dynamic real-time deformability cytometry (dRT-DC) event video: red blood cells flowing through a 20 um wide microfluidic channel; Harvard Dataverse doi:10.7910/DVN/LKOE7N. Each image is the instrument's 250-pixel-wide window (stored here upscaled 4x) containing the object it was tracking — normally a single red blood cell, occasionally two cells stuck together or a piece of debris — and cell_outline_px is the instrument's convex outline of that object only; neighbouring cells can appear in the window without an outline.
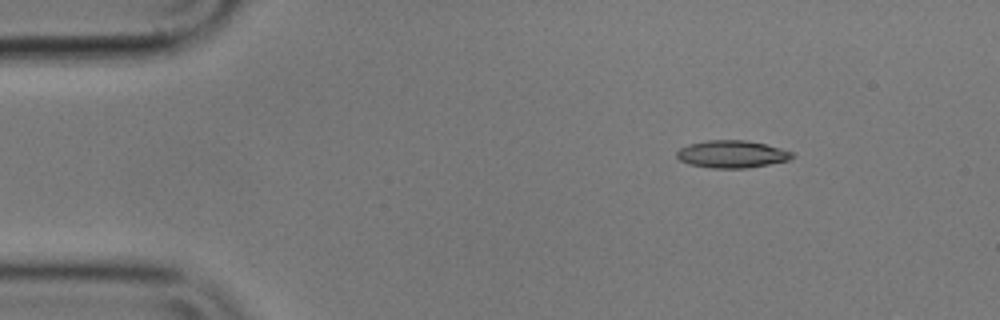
{"species": "common noctule bat (a hibernating species)", "species_latin": "Nyctalus noctula", "temperature_condition": "cold", "stored_images_in_passage": 49, "camera_frame_rate_fps": 3000, "um_per_image_px": 0.085, "animal": {"sex": "male", "body_mass_g": 17.9}, "frame": {"image": 1, "passage_image": 1, "time_ms": 0.0, "image_size_px": [1000, 320], "cell_outline_px": [[796, 156], [788, 160], [748, 168], [708, 168], [688, 164], [680, 160], [676, 156], [676, 152], [680, 148], [688, 144], [708, 140], [748, 140], [796, 152]], "centroid_in_image_um": [62.22, 13.1], "position_along_channel_um": 22.8, "area_um2": 18.61}}
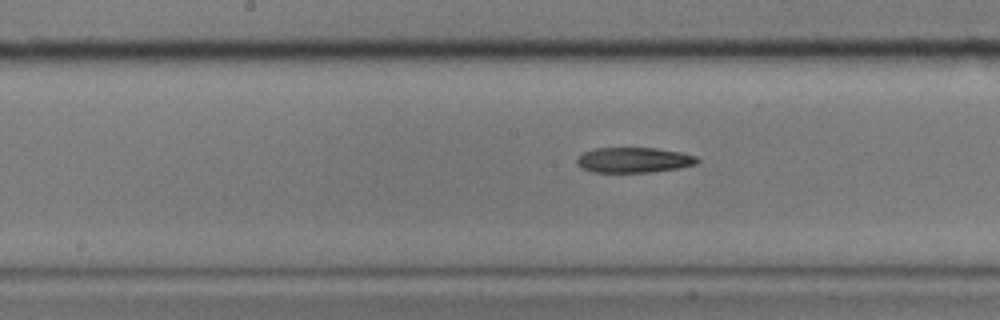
{"frame": {"image": 2, "passage_image": 21, "time_ms": 6.667, "image_size_px": [1000, 320], "cell_outline_px": [[700, 160], [696, 164], [676, 168], [652, 172], [592, 172], [576, 164], [576, 160], [584, 152], [596, 148], [656, 148], [680, 152], [696, 156]], "centroid_in_image_um": [53.88, 13.6], "position_along_channel_um": 194.3, "area_um2": 17.57}}
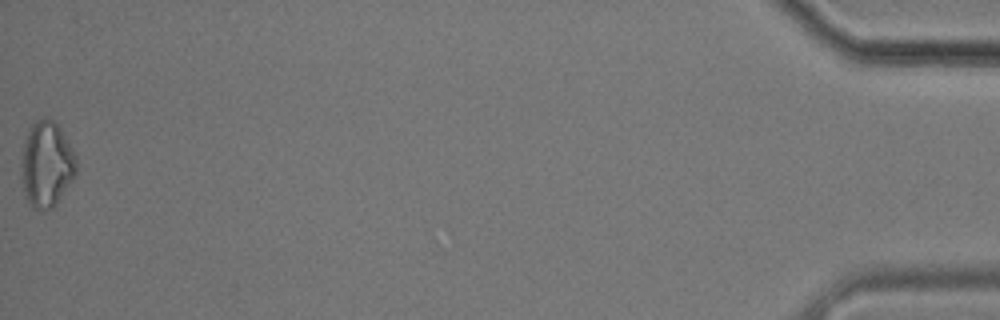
{"frame": {"image": 3, "passage_image": 49, "time_ms": 16.0, "image_size_px": [1000, 320], "cell_outline_px": [[76, 176], [56, 204], [52, 208], [44, 212], [32, 208], [24, 192], [20, 160], [24, 140], [28, 128], [36, 120], [44, 116], [48, 116], [60, 128], [76, 156]], "centroid_in_image_um": [3.95, 13.96], "position_along_channel_um": 431.3, "area_um2": 27.86}}